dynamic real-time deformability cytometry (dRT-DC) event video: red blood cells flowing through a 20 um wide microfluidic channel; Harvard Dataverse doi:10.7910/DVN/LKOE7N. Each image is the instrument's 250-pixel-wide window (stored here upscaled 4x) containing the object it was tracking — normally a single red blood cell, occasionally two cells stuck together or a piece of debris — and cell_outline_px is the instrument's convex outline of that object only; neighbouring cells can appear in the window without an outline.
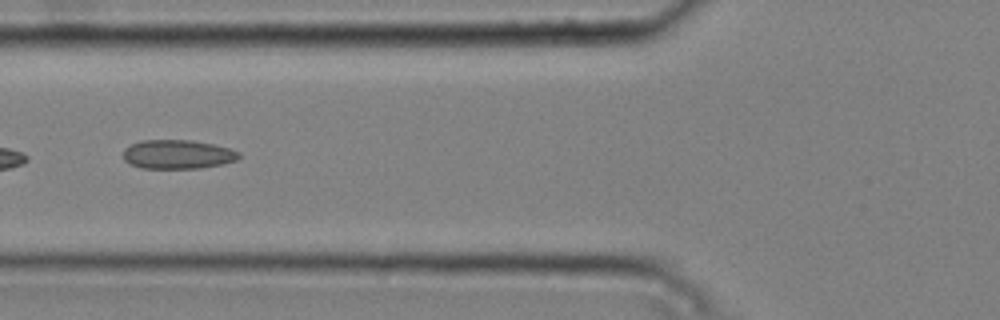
{"species": "common noctule bat (a hibernating species)", "species_latin": "Nyctalus noctula", "temperature_condition": "cold", "stored_images_in_passage": 5, "camera_frame_rate_fps": 3000, "um_per_image_px": 0.085, "animal": {"sex": "male", "body_mass_g": 20.4}, "frame": {"image": 1, "passage_image": 5, "time_ms": 1.333, "image_size_px": [1000, 320], "cell_outline_px": [[240, 156], [236, 160], [220, 164], [200, 168], [140, 168], [128, 164], [124, 160], [124, 148], [140, 140], [192, 140], [212, 144], [228, 148], [240, 152]], "centroid_in_image_um": [15.06, 13.12], "position_along_channel_um": 110.7, "area_um2": 19.54}}